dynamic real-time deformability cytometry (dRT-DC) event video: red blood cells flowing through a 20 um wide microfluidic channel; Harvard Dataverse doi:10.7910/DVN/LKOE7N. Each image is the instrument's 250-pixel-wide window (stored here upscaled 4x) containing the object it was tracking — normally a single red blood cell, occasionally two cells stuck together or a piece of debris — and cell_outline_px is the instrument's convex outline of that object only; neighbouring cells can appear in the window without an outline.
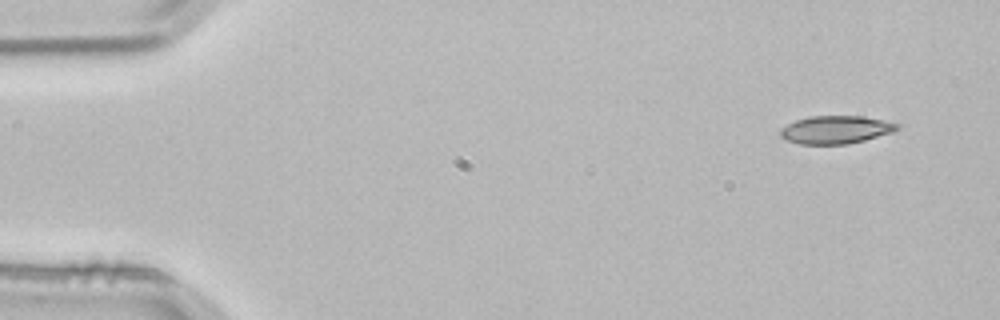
{"species": "common noctule bat (a hibernating species)", "species_latin": "Nyctalus noctula", "temperature_condition": "room temperature", "stored_images_in_passage": 4, "camera_frame_rate_fps": 3000, "um_per_image_px": 0.085, "animal": {"sex": "male", "body_mass_g": 21.5, "forearm_length_mm": 52.0}, "frame": {"image": 1, "passage_image": 1, "time_ms": 0.0, "image_size_px": [1000, 320], "cell_outline_px": [[900, 128], [892, 132], [864, 140], [848, 144], [800, 144], [784, 140], [780, 136], [780, 128], [796, 120], [808, 116], [864, 116], [884, 120], [900, 124]], "centroid_in_image_um": [71.02, 11.02], "position_along_channel_um": 14.0, "area_um2": 19.13}}
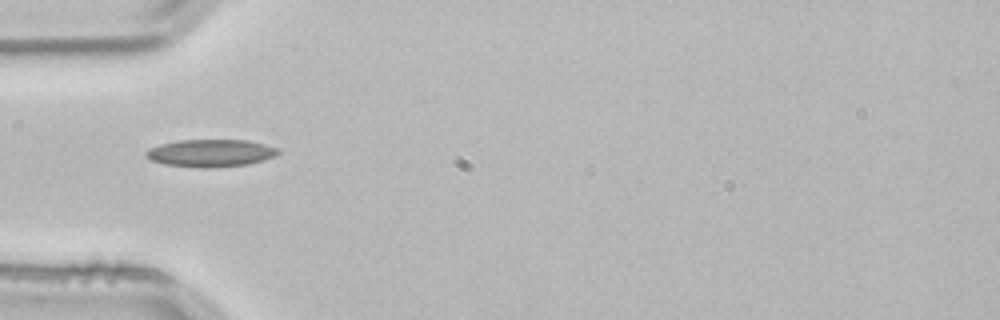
{"frame": {"image": 2, "passage_image": 4, "time_ms": 1.0, "image_size_px": [1000, 320], "cell_outline_px": [[280, 152], [276, 156], [264, 160], [248, 164], [208, 168], [200, 168], [164, 164], [152, 160], [144, 156], [144, 152], [148, 148], [160, 144], [176, 140], [248, 140], [264, 144], [276, 148]], "centroid_in_image_um": [17.87, 13.01], "position_along_channel_um": 67.1, "area_um2": 21.27}}